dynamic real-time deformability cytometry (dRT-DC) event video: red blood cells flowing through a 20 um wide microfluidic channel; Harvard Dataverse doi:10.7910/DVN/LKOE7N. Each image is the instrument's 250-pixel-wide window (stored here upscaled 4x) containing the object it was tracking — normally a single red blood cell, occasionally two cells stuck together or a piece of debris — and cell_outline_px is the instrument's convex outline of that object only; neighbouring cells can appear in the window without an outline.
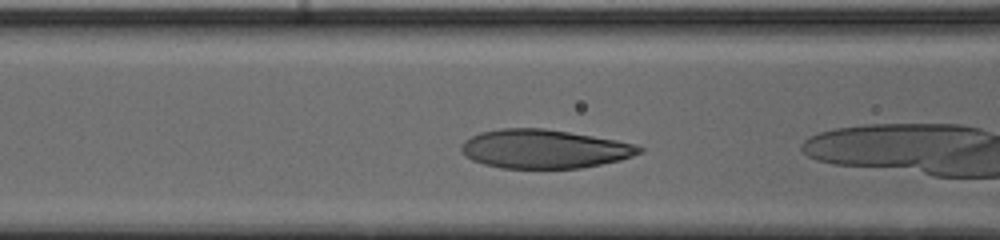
{"species": "human", "species_latin": "Homo sapiens", "temperature_condition": "cold", "stored_images_in_passage": 7, "camera_frame_rate_fps": 3000, "um_per_image_px": 0.085, "donor": {"sex": "male"}, "frame": {"image": 1, "passage_image": 3, "time_ms": 0.667, "image_size_px": [1000, 240], "cell_outline_px": [[644, 152], [620, 160], [580, 168], [500, 168], [484, 164], [472, 160], [460, 148], [460, 144], [464, 140], [480, 132], [500, 128], [544, 128], [616, 140], [636, 144], [644, 148]], "centroid_in_image_um": [46.26, 12.66], "position_along_channel_um": 120.3, "area_um2": 40.17}}
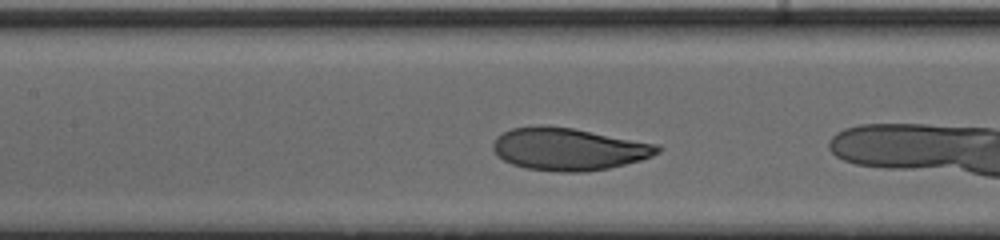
{"frame": {"image": 2, "passage_image": 6, "time_ms": 1.667, "image_size_px": [1000, 240], "cell_outline_px": [[660, 152], [652, 156], [640, 160], [608, 168], [584, 172], [560, 172], [528, 168], [512, 164], [496, 156], [492, 148], [492, 144], [496, 136], [512, 128], [572, 128], [660, 144]], "centroid_in_image_um": [48.36, 12.7], "position_along_channel_um": 159.0, "area_um2": 39.94}}